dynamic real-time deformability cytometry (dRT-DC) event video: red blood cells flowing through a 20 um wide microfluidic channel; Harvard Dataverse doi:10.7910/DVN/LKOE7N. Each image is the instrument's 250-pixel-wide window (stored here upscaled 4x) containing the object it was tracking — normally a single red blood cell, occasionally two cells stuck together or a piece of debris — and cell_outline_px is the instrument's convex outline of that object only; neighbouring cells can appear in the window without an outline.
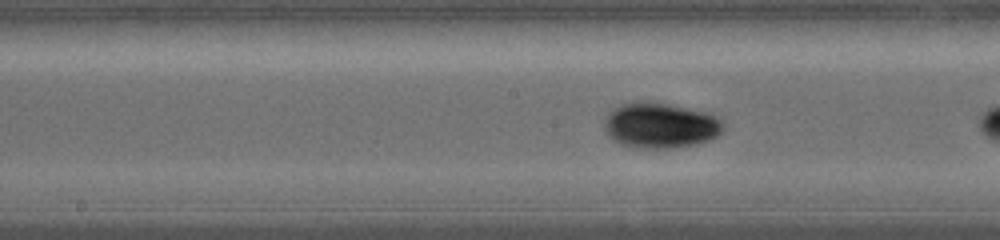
{"species": "common noctule bat (a hibernating species)", "species_latin": "Nyctalus noctula", "temperature_condition": "warm", "stored_images_in_passage": 12, "camera_frame_rate_fps": 5000, "um_per_image_px": 0.085, "animal": {"sex": "female", "body_mass_g": 19.0, "forearm_length_mm": 56.7}, "frame": {"image": 1, "passage_image": 6, "time_ms": 4.0, "image_size_px": [1000, 240], "cell_outline_px": [[724, 132], [708, 140], [696, 144], [668, 148], [636, 148], [620, 144], [612, 140], [608, 136], [604, 128], [604, 116], [608, 112], [624, 104], [664, 104], [704, 112], [716, 116], [724, 124]], "centroid_in_image_um": [56.12, 10.71], "position_along_channel_um": 192.1, "area_um2": 30.81}}